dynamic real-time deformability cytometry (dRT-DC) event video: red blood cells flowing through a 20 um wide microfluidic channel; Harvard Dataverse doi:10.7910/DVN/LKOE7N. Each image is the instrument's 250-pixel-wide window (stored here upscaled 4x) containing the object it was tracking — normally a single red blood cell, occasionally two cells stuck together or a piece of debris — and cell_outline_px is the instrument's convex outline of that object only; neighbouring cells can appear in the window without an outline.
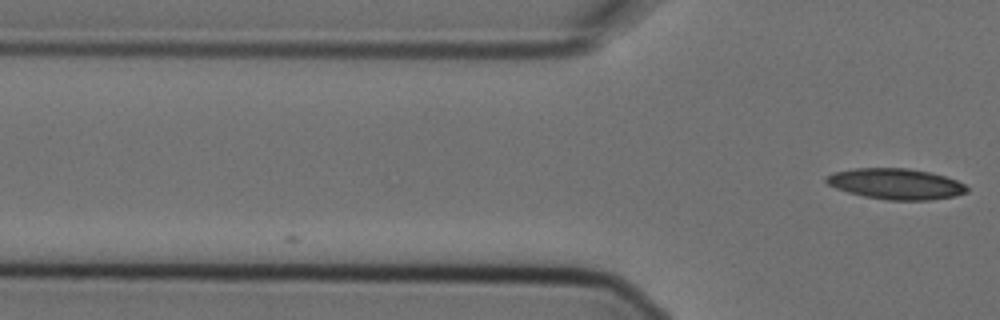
{"species": "Egyptian fruit bat (a non-hibernating species)", "species_latin": "Rousettus aegyptiacus", "temperature_condition": "cold", "stored_images_in_passage": 2, "camera_frame_rate_fps": 3000, "um_per_image_px": 0.085, "animal": {"sex": "female"}, "frame": {"image": 1, "passage_image": 2, "time_ms": 0.333, "image_size_px": [1000, 320], "cell_outline_px": [[968, 192], [956, 196], [928, 200], [888, 200], [864, 196], [848, 192], [836, 188], [828, 184], [824, 180], [824, 176], [832, 172], [856, 168], [908, 168], [928, 172], [944, 176], [956, 180], [964, 184], [968, 188]], "centroid_in_image_um": [76.12, 15.63], "position_along_channel_um": 49.7, "area_um2": 25.26}}